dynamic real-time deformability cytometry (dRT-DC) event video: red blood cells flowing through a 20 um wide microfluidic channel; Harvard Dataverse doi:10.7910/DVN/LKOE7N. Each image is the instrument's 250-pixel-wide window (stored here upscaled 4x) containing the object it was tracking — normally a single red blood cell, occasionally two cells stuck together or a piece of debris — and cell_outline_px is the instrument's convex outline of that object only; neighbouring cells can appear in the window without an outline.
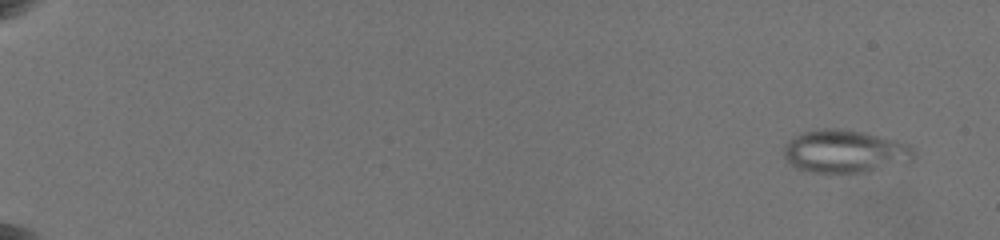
{"species": "common noctule bat (a hibernating species)", "species_latin": "Nyctalus noctula", "temperature_condition": "warm", "stored_images_in_passage": 10, "camera_frame_rate_fps": 3000, "um_per_image_px": 0.085, "animal": {"sex": "female", "body_mass_g": 19.5, "forearm_length_mm": 54.1}, "frame": {"image": 1, "passage_image": 2, "time_ms": 1.0, "image_size_px": [1000, 240], "cell_outline_px": [[916, 156], [912, 160], [860, 172], [828, 176], [808, 172], [796, 168], [788, 164], [784, 160], [784, 144], [788, 140], [804, 132], [820, 128], [840, 128], [864, 132], [896, 140], [908, 144], [916, 152]], "centroid_in_image_um": [71.73, 12.89], "position_along_channel_um": 13.3, "area_um2": 33.12}}
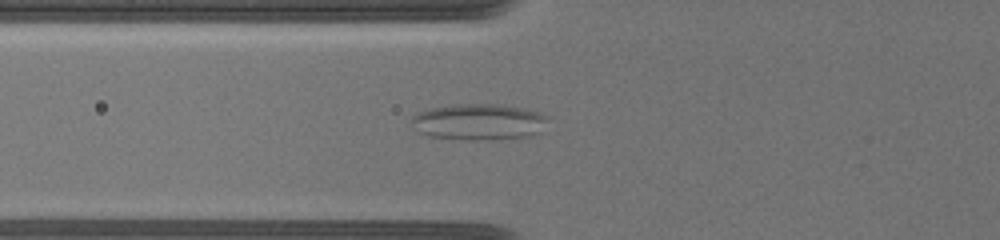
{"frame": {"image": 2, "passage_image": 10, "time_ms": 8.333, "image_size_px": [1000, 240], "cell_outline_px": [[548, 120], [544, 132], [528, 136], [488, 140], [460, 140], [428, 136], [416, 132], [412, 120], [412, 116], [420, 112], [432, 108], [456, 104], [496, 104], [524, 108], [548, 116]], "centroid_in_image_um": [40.73, 10.38], "position_along_channel_um": 85.1, "area_um2": 29.07}}